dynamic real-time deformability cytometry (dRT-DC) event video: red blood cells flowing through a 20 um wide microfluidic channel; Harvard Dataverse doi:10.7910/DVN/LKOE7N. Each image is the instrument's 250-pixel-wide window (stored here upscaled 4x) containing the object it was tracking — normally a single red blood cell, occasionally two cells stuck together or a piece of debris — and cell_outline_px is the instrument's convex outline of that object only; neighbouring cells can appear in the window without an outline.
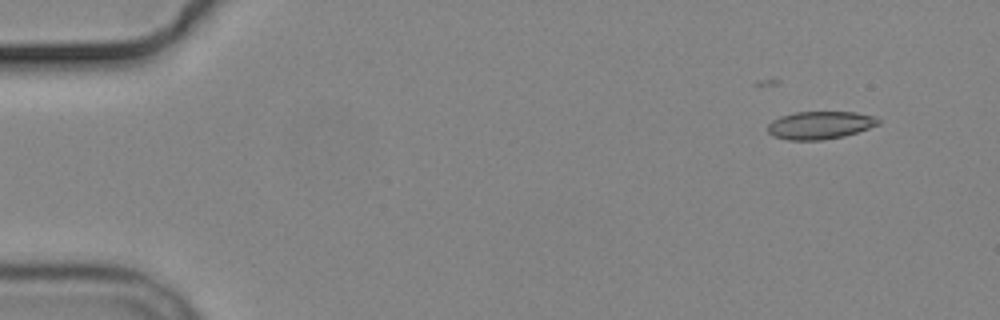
{"species": "common noctule bat (a hibernating species)", "species_latin": "Nyctalus noctula", "temperature_condition": "cold", "stored_images_in_passage": 16, "camera_frame_rate_fps": 3000, "um_per_image_px": 0.085, "animal": {"sex": "male", "body_mass_g": 19.2, "forearm_length_mm": 51.8}, "frame": {"image": 1, "passage_image": 3, "time_ms": 2.333, "image_size_px": [1000, 320], "cell_outline_px": [[880, 124], [844, 136], [824, 140], [788, 140], [772, 136], [768, 132], [768, 124], [772, 120], [780, 116], [796, 112], [856, 112], [872, 116], [880, 120]], "centroid_in_image_um": [69.67, 10.64], "position_along_channel_um": 15.3, "area_um2": 17.92}}
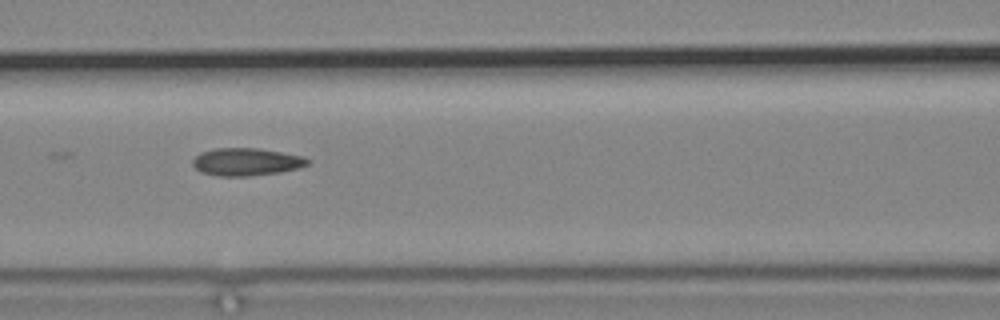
{"frame": {"image": 2, "passage_image": 8, "time_ms": 9.0, "image_size_px": [1000, 320], "cell_outline_px": [[312, 160], [308, 164], [300, 168], [280, 172], [248, 176], [216, 176], [200, 172], [192, 164], [192, 160], [200, 152], [216, 148], [260, 148], [304, 156]], "centroid_in_image_um": [20.96, 13.75], "position_along_channel_um": 145.6, "area_um2": 18.73}}
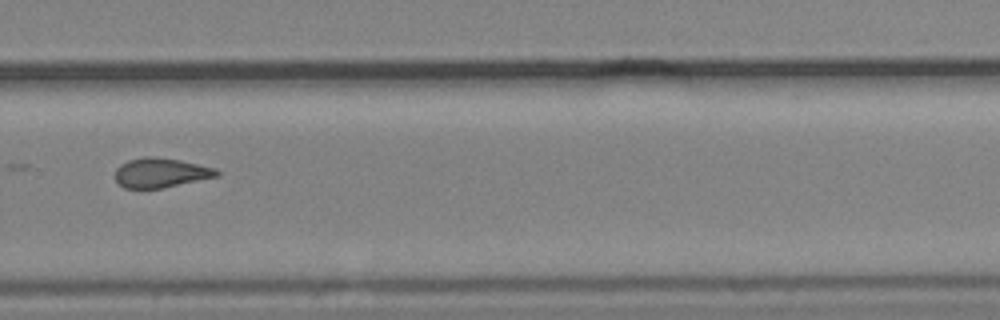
{"frame": {"image": 3, "passage_image": 12, "time_ms": 13.667, "image_size_px": [1000, 320], "cell_outline_px": [[220, 176], [160, 188], [124, 188], [116, 184], [116, 168], [120, 164], [128, 160], [144, 156], [156, 156], [180, 160], [216, 168], [220, 172]], "centroid_in_image_um": [13.65, 14.67], "position_along_channel_um": 316.1, "area_um2": 17.63}, "authors_computed_cell_mechanics": {"area_um2": 17.8024, "velocity_mm_per_s": 3.6433, "shape_relaxation_time_tau1_ms": null, "shape_relaxation_time_tau2_ms": 10.7853, "deformation_change_tau1": null, "deformation_change_tau2": 0.2222}}